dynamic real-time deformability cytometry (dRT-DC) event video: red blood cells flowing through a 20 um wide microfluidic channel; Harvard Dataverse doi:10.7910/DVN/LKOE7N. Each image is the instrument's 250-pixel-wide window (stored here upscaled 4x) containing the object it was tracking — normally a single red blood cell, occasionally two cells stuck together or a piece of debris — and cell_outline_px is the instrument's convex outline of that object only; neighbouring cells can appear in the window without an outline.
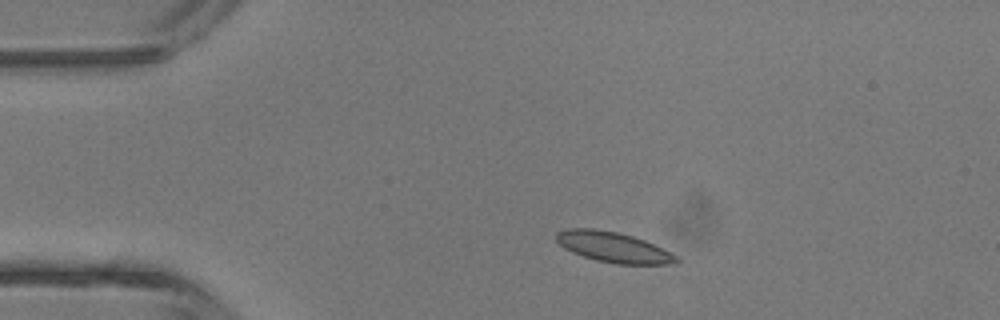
{"species": "common noctule bat (a hibernating species)", "species_latin": "Nyctalus noctula", "temperature_condition": "room temperature", "stored_images_in_passage": 3, "camera_frame_rate_fps": 3000, "um_per_image_px": 0.085, "animal": {"sex": "male", "body_mass_g": 13.3}, "frame": {"image": 1, "passage_image": 2, "time_ms": 1.333, "image_size_px": [1000, 320], "cell_outline_px": [[680, 260], [676, 264], [616, 264], [596, 260], [572, 252], [564, 248], [556, 240], [556, 232], [568, 228], [596, 228], [616, 232], [632, 236], [644, 240], [676, 256]], "centroid_in_image_um": [52.1, 21.01], "position_along_channel_um": 32.9, "area_um2": 21.04}}
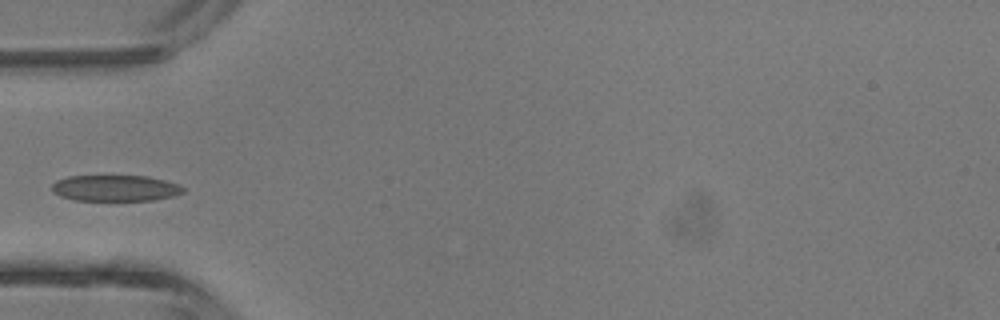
{"frame": {"image": 2, "passage_image": 3, "time_ms": 3.333, "image_size_px": [1000, 320], "cell_outline_px": [[184, 192], [172, 196], [152, 200], [72, 200], [60, 196], [52, 192], [52, 184], [56, 180], [68, 176], [148, 176], [180, 184], [184, 188]], "centroid_in_image_um": [9.78, 15.99], "position_along_channel_um": 75.2, "area_um2": 20.0}}